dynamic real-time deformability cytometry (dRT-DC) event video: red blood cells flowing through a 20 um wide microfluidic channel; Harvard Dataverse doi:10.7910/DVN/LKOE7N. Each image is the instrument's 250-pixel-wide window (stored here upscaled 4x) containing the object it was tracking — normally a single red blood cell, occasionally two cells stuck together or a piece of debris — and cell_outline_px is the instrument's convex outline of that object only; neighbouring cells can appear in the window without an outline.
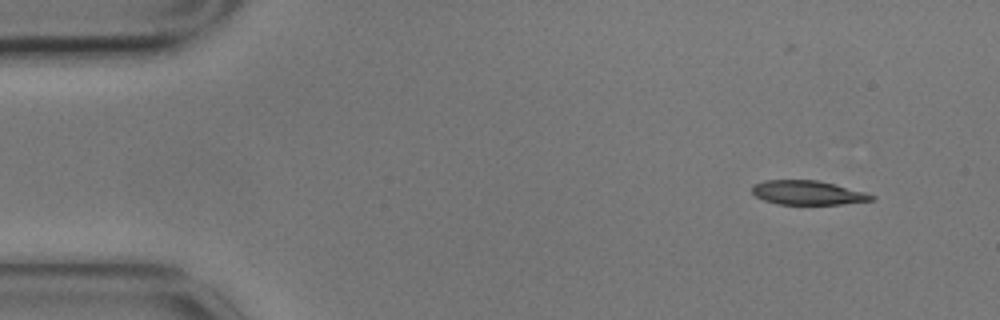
{"species": "common noctule bat (a hibernating species)", "species_latin": "Nyctalus noctula", "temperature_condition": "cold", "stored_images_in_passage": 4, "camera_frame_rate_fps": 3000, "um_per_image_px": 0.085, "animal": {"sex": "male", "body_mass_g": 17.9}, "frame": {"image": 1, "passage_image": 1, "time_ms": 0.0, "image_size_px": [1000, 320], "cell_outline_px": [[876, 196], [872, 200], [840, 204], [776, 204], [764, 200], [756, 196], [752, 192], [752, 184], [764, 180], [820, 180], [864, 192]], "centroid_in_image_um": [68.61, 16.37], "position_along_channel_um": 16.4, "area_um2": 16.76}}
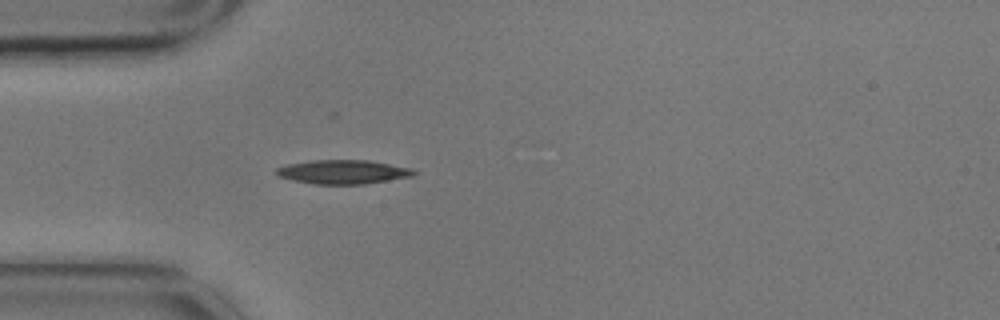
{"frame": {"image": 2, "passage_image": 4, "time_ms": 1.0, "image_size_px": [1000, 320], "cell_outline_px": [[416, 172], [412, 176], [364, 184], [312, 184], [292, 180], [276, 176], [276, 168], [284, 164], [312, 160], [368, 160], [412, 168]], "centroid_in_image_um": [29.09, 14.61], "position_along_channel_um": 55.9, "area_um2": 19.31}}